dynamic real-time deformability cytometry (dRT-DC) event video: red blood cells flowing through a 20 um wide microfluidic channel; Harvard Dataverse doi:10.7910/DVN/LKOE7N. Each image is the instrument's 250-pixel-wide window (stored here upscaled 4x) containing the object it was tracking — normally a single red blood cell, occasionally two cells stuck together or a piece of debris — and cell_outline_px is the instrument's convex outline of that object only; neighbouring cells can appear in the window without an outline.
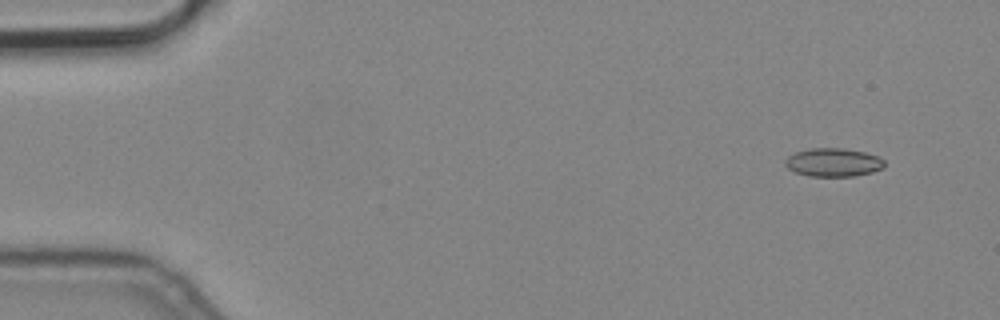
{"species": "common noctule bat (a hibernating species)", "species_latin": "Nyctalus noctula", "temperature_condition": "cold", "stored_images_in_passage": 8, "camera_frame_rate_fps": 3000, "um_per_image_px": 0.085, "animal": {"sex": "male", "body_mass_g": 19.2, "forearm_length_mm": 51.8}, "frame": {"image": 1, "passage_image": 1, "time_ms": 0.0, "image_size_px": [1000, 320], "cell_outline_px": [[884, 168], [872, 172], [856, 176], [808, 176], [796, 172], [788, 168], [784, 164], [784, 160], [788, 156], [796, 152], [812, 148], [844, 148], [864, 152], [876, 156], [884, 160]], "centroid_in_image_um": [70.82, 13.8], "position_along_channel_um": 14.2, "area_um2": 16.42}}
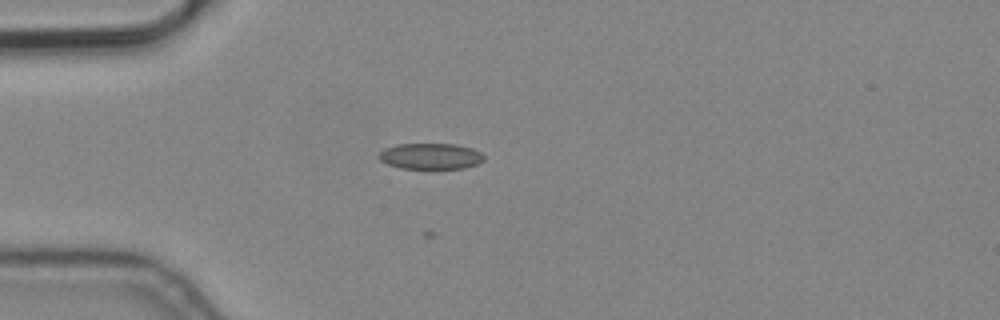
{"frame": {"image": 2, "passage_image": 4, "time_ms": 1.0, "image_size_px": [1000, 320], "cell_outline_px": [[484, 160], [476, 164], [464, 168], [400, 168], [388, 164], [380, 160], [380, 152], [384, 148], [396, 144], [456, 144], [472, 148], [480, 152], [484, 156]], "centroid_in_image_um": [36.6, 13.27], "position_along_channel_um": 48.4, "area_um2": 15.78}}